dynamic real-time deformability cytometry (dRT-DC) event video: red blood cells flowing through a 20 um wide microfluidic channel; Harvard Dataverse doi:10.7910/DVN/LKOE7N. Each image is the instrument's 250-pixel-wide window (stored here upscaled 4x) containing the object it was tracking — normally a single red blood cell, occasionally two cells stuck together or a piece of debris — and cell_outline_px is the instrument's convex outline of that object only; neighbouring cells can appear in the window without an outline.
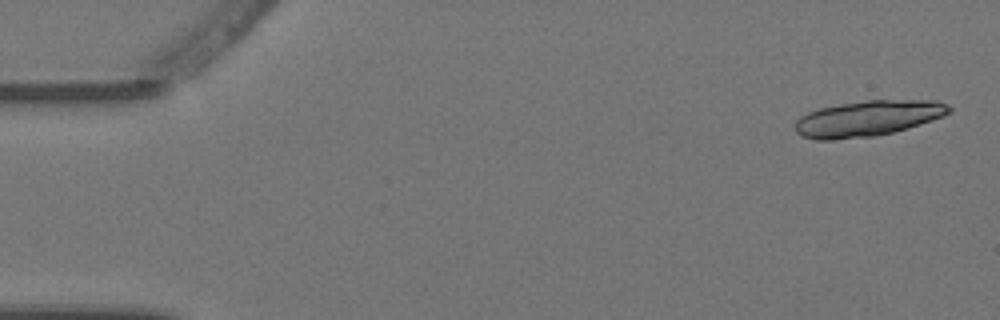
{"species": "Egyptian fruit bat (a non-hibernating species)", "species_latin": "Rousettus aegyptiacus", "temperature_condition": "warm", "stored_images_in_passage": 5, "camera_frame_rate_fps": 3000, "um_per_image_px": 0.085, "animal": {"sex": "female"}, "frame": {"image": 1, "passage_image": 1, "time_ms": 0.0, "image_size_px": [1000, 320], "cell_outline_px": [[952, 112], [944, 116], [908, 128], [876, 136], [832, 140], [816, 140], [800, 136], [796, 132], [796, 120], [800, 116], [808, 112], [820, 108], [840, 104], [864, 100], [936, 100], [948, 104], [952, 108]], "centroid_in_image_um": [73.78, 10.06], "position_along_channel_um": 11.2, "area_um2": 32.25}}